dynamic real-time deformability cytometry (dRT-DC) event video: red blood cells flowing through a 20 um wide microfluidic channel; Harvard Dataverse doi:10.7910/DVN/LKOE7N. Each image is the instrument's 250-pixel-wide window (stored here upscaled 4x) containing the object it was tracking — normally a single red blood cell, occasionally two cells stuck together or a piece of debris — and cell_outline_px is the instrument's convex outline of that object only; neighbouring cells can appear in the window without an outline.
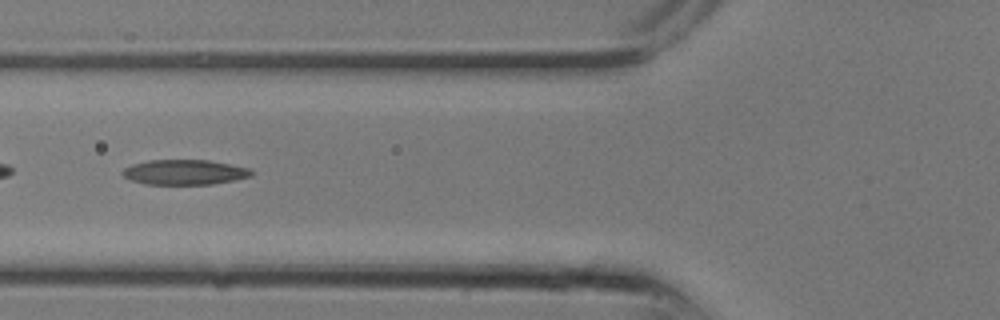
{"species": "common noctule bat (a hibernating species)", "species_latin": "Nyctalus noctula", "temperature_condition": "room temperature", "stored_images_in_passage": 11, "segment_of_instrument_passage": [2, 2], "camera_frame_rate_fps": 3000, "um_per_image_px": 0.085, "animal": {"sex": "male", "body_mass_g": 13.3}, "frame": {"image": 1, "passage_image": 10, "time_ms": 3.0, "image_size_px": [1000, 320], "cell_outline_px": [[252, 176], [236, 180], [212, 184], [144, 184], [132, 180], [124, 176], [120, 172], [124, 168], [132, 164], [148, 160], [208, 160], [252, 168]], "centroid_in_image_um": [15.71, 14.63], "position_along_channel_um": 110.1, "area_um2": 18.9}}